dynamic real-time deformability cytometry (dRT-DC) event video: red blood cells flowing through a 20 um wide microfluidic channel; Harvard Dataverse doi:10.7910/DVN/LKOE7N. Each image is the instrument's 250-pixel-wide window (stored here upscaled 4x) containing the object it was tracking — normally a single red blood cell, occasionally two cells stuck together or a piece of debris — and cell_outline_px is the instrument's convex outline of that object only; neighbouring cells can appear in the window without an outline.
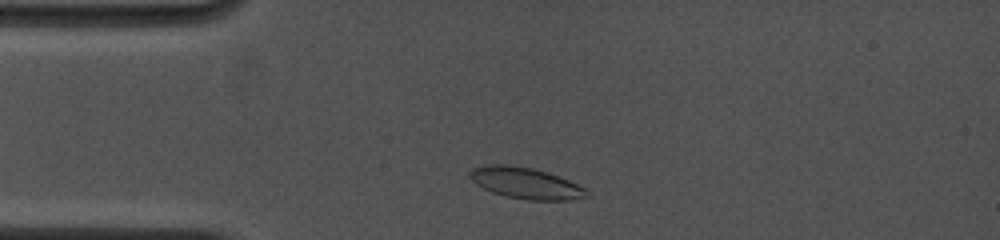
{"species": "common noctule bat (a hibernating species)", "species_latin": "Nyctalus noctula", "temperature_condition": "cold", "stored_images_in_passage": 12, "camera_frame_rate_fps": 4500, "um_per_image_px": 0.085, "animal": {"sex": "female", "body_mass_g": 19.0, "forearm_length_mm": 53.3}, "frame": {"image": 1, "passage_image": 6, "time_ms": 0.889, "image_size_px": [1000, 240], "cell_outline_px": [[592, 196], [568, 200], [528, 200], [508, 196], [492, 192], [476, 184], [468, 176], [468, 172], [472, 168], [484, 164], [508, 164], [532, 168], [548, 172], [588, 188]], "centroid_in_image_um": [44.71, 15.55], "position_along_channel_um": 40.3, "area_um2": 21.56}}